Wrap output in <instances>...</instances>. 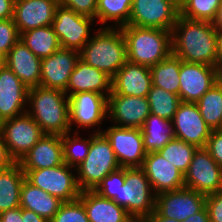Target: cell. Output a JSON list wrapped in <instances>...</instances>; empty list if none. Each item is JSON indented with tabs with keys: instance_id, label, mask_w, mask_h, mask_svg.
<instances>
[{
	"instance_id": "cell-6",
	"label": "cell",
	"mask_w": 222,
	"mask_h": 222,
	"mask_svg": "<svg viewBox=\"0 0 222 222\" xmlns=\"http://www.w3.org/2000/svg\"><path fill=\"white\" fill-rule=\"evenodd\" d=\"M126 182L113 199L137 220L145 221L154 211L156 195L140 167L125 168Z\"/></svg>"
},
{
	"instance_id": "cell-8",
	"label": "cell",
	"mask_w": 222,
	"mask_h": 222,
	"mask_svg": "<svg viewBox=\"0 0 222 222\" xmlns=\"http://www.w3.org/2000/svg\"><path fill=\"white\" fill-rule=\"evenodd\" d=\"M0 132L10 156L16 162L45 135L27 112L1 122Z\"/></svg>"
},
{
	"instance_id": "cell-56",
	"label": "cell",
	"mask_w": 222,
	"mask_h": 222,
	"mask_svg": "<svg viewBox=\"0 0 222 222\" xmlns=\"http://www.w3.org/2000/svg\"><path fill=\"white\" fill-rule=\"evenodd\" d=\"M132 222H144L142 220H137V219H134Z\"/></svg>"
},
{
	"instance_id": "cell-55",
	"label": "cell",
	"mask_w": 222,
	"mask_h": 222,
	"mask_svg": "<svg viewBox=\"0 0 222 222\" xmlns=\"http://www.w3.org/2000/svg\"><path fill=\"white\" fill-rule=\"evenodd\" d=\"M217 130L222 131V120H221L220 126H219V128Z\"/></svg>"
},
{
	"instance_id": "cell-45",
	"label": "cell",
	"mask_w": 222,
	"mask_h": 222,
	"mask_svg": "<svg viewBox=\"0 0 222 222\" xmlns=\"http://www.w3.org/2000/svg\"><path fill=\"white\" fill-rule=\"evenodd\" d=\"M0 222H24L22 219V208L7 210L0 214Z\"/></svg>"
},
{
	"instance_id": "cell-42",
	"label": "cell",
	"mask_w": 222,
	"mask_h": 222,
	"mask_svg": "<svg viewBox=\"0 0 222 222\" xmlns=\"http://www.w3.org/2000/svg\"><path fill=\"white\" fill-rule=\"evenodd\" d=\"M205 206L210 222H222V191L206 195Z\"/></svg>"
},
{
	"instance_id": "cell-7",
	"label": "cell",
	"mask_w": 222,
	"mask_h": 222,
	"mask_svg": "<svg viewBox=\"0 0 222 222\" xmlns=\"http://www.w3.org/2000/svg\"><path fill=\"white\" fill-rule=\"evenodd\" d=\"M74 169L75 172H73ZM23 172L29 183L62 202L78 199L81 194L77 175H75L76 168L70 167L66 163L51 168L23 170Z\"/></svg>"
},
{
	"instance_id": "cell-26",
	"label": "cell",
	"mask_w": 222,
	"mask_h": 222,
	"mask_svg": "<svg viewBox=\"0 0 222 222\" xmlns=\"http://www.w3.org/2000/svg\"><path fill=\"white\" fill-rule=\"evenodd\" d=\"M79 199L89 222H132L134 218L114 200L102 197L94 190L81 191Z\"/></svg>"
},
{
	"instance_id": "cell-14",
	"label": "cell",
	"mask_w": 222,
	"mask_h": 222,
	"mask_svg": "<svg viewBox=\"0 0 222 222\" xmlns=\"http://www.w3.org/2000/svg\"><path fill=\"white\" fill-rule=\"evenodd\" d=\"M206 205V195L188 188L156 195L155 210L165 218L183 222L201 211Z\"/></svg>"
},
{
	"instance_id": "cell-23",
	"label": "cell",
	"mask_w": 222,
	"mask_h": 222,
	"mask_svg": "<svg viewBox=\"0 0 222 222\" xmlns=\"http://www.w3.org/2000/svg\"><path fill=\"white\" fill-rule=\"evenodd\" d=\"M111 91L112 78L79 58L69 78L65 93L70 97L75 93L95 92L108 97Z\"/></svg>"
},
{
	"instance_id": "cell-29",
	"label": "cell",
	"mask_w": 222,
	"mask_h": 222,
	"mask_svg": "<svg viewBox=\"0 0 222 222\" xmlns=\"http://www.w3.org/2000/svg\"><path fill=\"white\" fill-rule=\"evenodd\" d=\"M141 131L146 153L158 152L175 138L171 121L151 113L143 123Z\"/></svg>"
},
{
	"instance_id": "cell-2",
	"label": "cell",
	"mask_w": 222,
	"mask_h": 222,
	"mask_svg": "<svg viewBox=\"0 0 222 222\" xmlns=\"http://www.w3.org/2000/svg\"><path fill=\"white\" fill-rule=\"evenodd\" d=\"M27 105V113L44 134L62 136L71 132L69 97L64 91L40 85L29 88Z\"/></svg>"
},
{
	"instance_id": "cell-33",
	"label": "cell",
	"mask_w": 222,
	"mask_h": 222,
	"mask_svg": "<svg viewBox=\"0 0 222 222\" xmlns=\"http://www.w3.org/2000/svg\"><path fill=\"white\" fill-rule=\"evenodd\" d=\"M200 114L211 130H217L222 120V83L217 81L196 102Z\"/></svg>"
},
{
	"instance_id": "cell-20",
	"label": "cell",
	"mask_w": 222,
	"mask_h": 222,
	"mask_svg": "<svg viewBox=\"0 0 222 222\" xmlns=\"http://www.w3.org/2000/svg\"><path fill=\"white\" fill-rule=\"evenodd\" d=\"M28 89L6 65L0 68V123L27 112Z\"/></svg>"
},
{
	"instance_id": "cell-36",
	"label": "cell",
	"mask_w": 222,
	"mask_h": 222,
	"mask_svg": "<svg viewBox=\"0 0 222 222\" xmlns=\"http://www.w3.org/2000/svg\"><path fill=\"white\" fill-rule=\"evenodd\" d=\"M221 0H186L180 6V16L190 20L217 23Z\"/></svg>"
},
{
	"instance_id": "cell-1",
	"label": "cell",
	"mask_w": 222,
	"mask_h": 222,
	"mask_svg": "<svg viewBox=\"0 0 222 222\" xmlns=\"http://www.w3.org/2000/svg\"><path fill=\"white\" fill-rule=\"evenodd\" d=\"M172 54L182 61L217 67V25L179 15L172 29Z\"/></svg>"
},
{
	"instance_id": "cell-27",
	"label": "cell",
	"mask_w": 222,
	"mask_h": 222,
	"mask_svg": "<svg viewBox=\"0 0 222 222\" xmlns=\"http://www.w3.org/2000/svg\"><path fill=\"white\" fill-rule=\"evenodd\" d=\"M61 204V200L48 194L44 190L33 186L24 179L20 194L21 208L32 210L40 217L46 218L50 221L58 211Z\"/></svg>"
},
{
	"instance_id": "cell-10",
	"label": "cell",
	"mask_w": 222,
	"mask_h": 222,
	"mask_svg": "<svg viewBox=\"0 0 222 222\" xmlns=\"http://www.w3.org/2000/svg\"><path fill=\"white\" fill-rule=\"evenodd\" d=\"M94 20L59 4L51 26L58 36L61 48L80 52L92 37L90 28Z\"/></svg>"
},
{
	"instance_id": "cell-15",
	"label": "cell",
	"mask_w": 222,
	"mask_h": 222,
	"mask_svg": "<svg viewBox=\"0 0 222 222\" xmlns=\"http://www.w3.org/2000/svg\"><path fill=\"white\" fill-rule=\"evenodd\" d=\"M179 98L181 102L196 103L217 81L218 67L181 60L179 72Z\"/></svg>"
},
{
	"instance_id": "cell-24",
	"label": "cell",
	"mask_w": 222,
	"mask_h": 222,
	"mask_svg": "<svg viewBox=\"0 0 222 222\" xmlns=\"http://www.w3.org/2000/svg\"><path fill=\"white\" fill-rule=\"evenodd\" d=\"M18 163L22 170L51 168L63 164L61 135L45 134Z\"/></svg>"
},
{
	"instance_id": "cell-39",
	"label": "cell",
	"mask_w": 222,
	"mask_h": 222,
	"mask_svg": "<svg viewBox=\"0 0 222 222\" xmlns=\"http://www.w3.org/2000/svg\"><path fill=\"white\" fill-rule=\"evenodd\" d=\"M125 182V168L121 167L106 176L94 191L102 197L113 200L118 195L120 186H123Z\"/></svg>"
},
{
	"instance_id": "cell-21",
	"label": "cell",
	"mask_w": 222,
	"mask_h": 222,
	"mask_svg": "<svg viewBox=\"0 0 222 222\" xmlns=\"http://www.w3.org/2000/svg\"><path fill=\"white\" fill-rule=\"evenodd\" d=\"M140 168L148 178L155 195L185 187L184 175L159 152L147 153Z\"/></svg>"
},
{
	"instance_id": "cell-32",
	"label": "cell",
	"mask_w": 222,
	"mask_h": 222,
	"mask_svg": "<svg viewBox=\"0 0 222 222\" xmlns=\"http://www.w3.org/2000/svg\"><path fill=\"white\" fill-rule=\"evenodd\" d=\"M132 4L133 0H97V23H102L103 27L115 28L128 25ZM107 21H113L115 24L110 26V24H106Z\"/></svg>"
},
{
	"instance_id": "cell-9",
	"label": "cell",
	"mask_w": 222,
	"mask_h": 222,
	"mask_svg": "<svg viewBox=\"0 0 222 222\" xmlns=\"http://www.w3.org/2000/svg\"><path fill=\"white\" fill-rule=\"evenodd\" d=\"M179 15L174 0H133L128 25L172 31Z\"/></svg>"
},
{
	"instance_id": "cell-51",
	"label": "cell",
	"mask_w": 222,
	"mask_h": 222,
	"mask_svg": "<svg viewBox=\"0 0 222 222\" xmlns=\"http://www.w3.org/2000/svg\"><path fill=\"white\" fill-rule=\"evenodd\" d=\"M5 55L0 51V68L5 65Z\"/></svg>"
},
{
	"instance_id": "cell-35",
	"label": "cell",
	"mask_w": 222,
	"mask_h": 222,
	"mask_svg": "<svg viewBox=\"0 0 222 222\" xmlns=\"http://www.w3.org/2000/svg\"><path fill=\"white\" fill-rule=\"evenodd\" d=\"M197 149L194 145L173 138L158 152L184 175L188 171L193 155Z\"/></svg>"
},
{
	"instance_id": "cell-13",
	"label": "cell",
	"mask_w": 222,
	"mask_h": 222,
	"mask_svg": "<svg viewBox=\"0 0 222 222\" xmlns=\"http://www.w3.org/2000/svg\"><path fill=\"white\" fill-rule=\"evenodd\" d=\"M108 97L95 92H80L69 97L70 126L76 124V131L79 128H94L108 118Z\"/></svg>"
},
{
	"instance_id": "cell-17",
	"label": "cell",
	"mask_w": 222,
	"mask_h": 222,
	"mask_svg": "<svg viewBox=\"0 0 222 222\" xmlns=\"http://www.w3.org/2000/svg\"><path fill=\"white\" fill-rule=\"evenodd\" d=\"M107 109L108 118L113 122V126L122 128L141 129L151 113L147 97L120 94H109Z\"/></svg>"
},
{
	"instance_id": "cell-16",
	"label": "cell",
	"mask_w": 222,
	"mask_h": 222,
	"mask_svg": "<svg viewBox=\"0 0 222 222\" xmlns=\"http://www.w3.org/2000/svg\"><path fill=\"white\" fill-rule=\"evenodd\" d=\"M175 138L205 148L211 128L203 120L196 103L181 102L171 120Z\"/></svg>"
},
{
	"instance_id": "cell-31",
	"label": "cell",
	"mask_w": 222,
	"mask_h": 222,
	"mask_svg": "<svg viewBox=\"0 0 222 222\" xmlns=\"http://www.w3.org/2000/svg\"><path fill=\"white\" fill-rule=\"evenodd\" d=\"M180 65L181 59L171 54L168 58L151 66L152 85L179 95Z\"/></svg>"
},
{
	"instance_id": "cell-30",
	"label": "cell",
	"mask_w": 222,
	"mask_h": 222,
	"mask_svg": "<svg viewBox=\"0 0 222 222\" xmlns=\"http://www.w3.org/2000/svg\"><path fill=\"white\" fill-rule=\"evenodd\" d=\"M20 40L40 59L49 57L61 48L52 26H44L23 32Z\"/></svg>"
},
{
	"instance_id": "cell-54",
	"label": "cell",
	"mask_w": 222,
	"mask_h": 222,
	"mask_svg": "<svg viewBox=\"0 0 222 222\" xmlns=\"http://www.w3.org/2000/svg\"><path fill=\"white\" fill-rule=\"evenodd\" d=\"M219 81L222 83V69L219 70Z\"/></svg>"
},
{
	"instance_id": "cell-34",
	"label": "cell",
	"mask_w": 222,
	"mask_h": 222,
	"mask_svg": "<svg viewBox=\"0 0 222 222\" xmlns=\"http://www.w3.org/2000/svg\"><path fill=\"white\" fill-rule=\"evenodd\" d=\"M147 99L151 114L170 121L173 119V116L181 103V99L177 94L153 85L148 92Z\"/></svg>"
},
{
	"instance_id": "cell-37",
	"label": "cell",
	"mask_w": 222,
	"mask_h": 222,
	"mask_svg": "<svg viewBox=\"0 0 222 222\" xmlns=\"http://www.w3.org/2000/svg\"><path fill=\"white\" fill-rule=\"evenodd\" d=\"M66 133L61 136L63 145V161L68 166L77 168L86 158L91 145V137L83 139L78 136L80 132ZM71 134V135H70ZM73 135V136H72Z\"/></svg>"
},
{
	"instance_id": "cell-52",
	"label": "cell",
	"mask_w": 222,
	"mask_h": 222,
	"mask_svg": "<svg viewBox=\"0 0 222 222\" xmlns=\"http://www.w3.org/2000/svg\"><path fill=\"white\" fill-rule=\"evenodd\" d=\"M216 25H217V29H222V14H219Z\"/></svg>"
},
{
	"instance_id": "cell-19",
	"label": "cell",
	"mask_w": 222,
	"mask_h": 222,
	"mask_svg": "<svg viewBox=\"0 0 222 222\" xmlns=\"http://www.w3.org/2000/svg\"><path fill=\"white\" fill-rule=\"evenodd\" d=\"M59 0H15L13 21L19 34L51 26Z\"/></svg>"
},
{
	"instance_id": "cell-28",
	"label": "cell",
	"mask_w": 222,
	"mask_h": 222,
	"mask_svg": "<svg viewBox=\"0 0 222 222\" xmlns=\"http://www.w3.org/2000/svg\"><path fill=\"white\" fill-rule=\"evenodd\" d=\"M25 173L16 162L10 168L0 170V214L20 206V194Z\"/></svg>"
},
{
	"instance_id": "cell-44",
	"label": "cell",
	"mask_w": 222,
	"mask_h": 222,
	"mask_svg": "<svg viewBox=\"0 0 222 222\" xmlns=\"http://www.w3.org/2000/svg\"><path fill=\"white\" fill-rule=\"evenodd\" d=\"M16 161L10 156L0 132V170L10 168Z\"/></svg>"
},
{
	"instance_id": "cell-47",
	"label": "cell",
	"mask_w": 222,
	"mask_h": 222,
	"mask_svg": "<svg viewBox=\"0 0 222 222\" xmlns=\"http://www.w3.org/2000/svg\"><path fill=\"white\" fill-rule=\"evenodd\" d=\"M22 219L24 222H50L48 219L40 217L34 211L22 208Z\"/></svg>"
},
{
	"instance_id": "cell-5",
	"label": "cell",
	"mask_w": 222,
	"mask_h": 222,
	"mask_svg": "<svg viewBox=\"0 0 222 222\" xmlns=\"http://www.w3.org/2000/svg\"><path fill=\"white\" fill-rule=\"evenodd\" d=\"M96 130L90 134L88 155L76 168L81 191L95 190L106 176L121 168L108 138L101 129Z\"/></svg>"
},
{
	"instance_id": "cell-57",
	"label": "cell",
	"mask_w": 222,
	"mask_h": 222,
	"mask_svg": "<svg viewBox=\"0 0 222 222\" xmlns=\"http://www.w3.org/2000/svg\"><path fill=\"white\" fill-rule=\"evenodd\" d=\"M219 14H222V0H221V7H220V12Z\"/></svg>"
},
{
	"instance_id": "cell-12",
	"label": "cell",
	"mask_w": 222,
	"mask_h": 222,
	"mask_svg": "<svg viewBox=\"0 0 222 222\" xmlns=\"http://www.w3.org/2000/svg\"><path fill=\"white\" fill-rule=\"evenodd\" d=\"M122 168L141 167L146 156L141 129L110 126L102 131Z\"/></svg>"
},
{
	"instance_id": "cell-4",
	"label": "cell",
	"mask_w": 222,
	"mask_h": 222,
	"mask_svg": "<svg viewBox=\"0 0 222 222\" xmlns=\"http://www.w3.org/2000/svg\"><path fill=\"white\" fill-rule=\"evenodd\" d=\"M126 41L127 60L148 67L172 54V32L148 27H120Z\"/></svg>"
},
{
	"instance_id": "cell-50",
	"label": "cell",
	"mask_w": 222,
	"mask_h": 222,
	"mask_svg": "<svg viewBox=\"0 0 222 222\" xmlns=\"http://www.w3.org/2000/svg\"><path fill=\"white\" fill-rule=\"evenodd\" d=\"M144 222H179L172 218L162 217L156 210Z\"/></svg>"
},
{
	"instance_id": "cell-53",
	"label": "cell",
	"mask_w": 222,
	"mask_h": 222,
	"mask_svg": "<svg viewBox=\"0 0 222 222\" xmlns=\"http://www.w3.org/2000/svg\"><path fill=\"white\" fill-rule=\"evenodd\" d=\"M186 0H174V2L180 7Z\"/></svg>"
},
{
	"instance_id": "cell-18",
	"label": "cell",
	"mask_w": 222,
	"mask_h": 222,
	"mask_svg": "<svg viewBox=\"0 0 222 222\" xmlns=\"http://www.w3.org/2000/svg\"><path fill=\"white\" fill-rule=\"evenodd\" d=\"M79 58L80 52L60 48L49 57L41 59L40 86L65 92Z\"/></svg>"
},
{
	"instance_id": "cell-48",
	"label": "cell",
	"mask_w": 222,
	"mask_h": 222,
	"mask_svg": "<svg viewBox=\"0 0 222 222\" xmlns=\"http://www.w3.org/2000/svg\"><path fill=\"white\" fill-rule=\"evenodd\" d=\"M183 222H210L206 206L201 211L191 215Z\"/></svg>"
},
{
	"instance_id": "cell-11",
	"label": "cell",
	"mask_w": 222,
	"mask_h": 222,
	"mask_svg": "<svg viewBox=\"0 0 222 222\" xmlns=\"http://www.w3.org/2000/svg\"><path fill=\"white\" fill-rule=\"evenodd\" d=\"M185 188L204 195L222 191V168L205 148L194 153L188 171L184 174Z\"/></svg>"
},
{
	"instance_id": "cell-25",
	"label": "cell",
	"mask_w": 222,
	"mask_h": 222,
	"mask_svg": "<svg viewBox=\"0 0 222 222\" xmlns=\"http://www.w3.org/2000/svg\"><path fill=\"white\" fill-rule=\"evenodd\" d=\"M5 65L28 87L40 85L41 59L19 40L7 53Z\"/></svg>"
},
{
	"instance_id": "cell-38",
	"label": "cell",
	"mask_w": 222,
	"mask_h": 222,
	"mask_svg": "<svg viewBox=\"0 0 222 222\" xmlns=\"http://www.w3.org/2000/svg\"><path fill=\"white\" fill-rule=\"evenodd\" d=\"M50 222H89L87 212L81 200L62 202Z\"/></svg>"
},
{
	"instance_id": "cell-3",
	"label": "cell",
	"mask_w": 222,
	"mask_h": 222,
	"mask_svg": "<svg viewBox=\"0 0 222 222\" xmlns=\"http://www.w3.org/2000/svg\"><path fill=\"white\" fill-rule=\"evenodd\" d=\"M80 58L113 78L127 61L121 28L99 27L80 51Z\"/></svg>"
},
{
	"instance_id": "cell-49",
	"label": "cell",
	"mask_w": 222,
	"mask_h": 222,
	"mask_svg": "<svg viewBox=\"0 0 222 222\" xmlns=\"http://www.w3.org/2000/svg\"><path fill=\"white\" fill-rule=\"evenodd\" d=\"M217 67L222 69V29H217Z\"/></svg>"
},
{
	"instance_id": "cell-43",
	"label": "cell",
	"mask_w": 222,
	"mask_h": 222,
	"mask_svg": "<svg viewBox=\"0 0 222 222\" xmlns=\"http://www.w3.org/2000/svg\"><path fill=\"white\" fill-rule=\"evenodd\" d=\"M205 149L222 168V131L212 130L211 135L207 140Z\"/></svg>"
},
{
	"instance_id": "cell-22",
	"label": "cell",
	"mask_w": 222,
	"mask_h": 222,
	"mask_svg": "<svg viewBox=\"0 0 222 222\" xmlns=\"http://www.w3.org/2000/svg\"><path fill=\"white\" fill-rule=\"evenodd\" d=\"M151 86L152 74L150 67L127 60L112 78L110 94L147 97Z\"/></svg>"
},
{
	"instance_id": "cell-41",
	"label": "cell",
	"mask_w": 222,
	"mask_h": 222,
	"mask_svg": "<svg viewBox=\"0 0 222 222\" xmlns=\"http://www.w3.org/2000/svg\"><path fill=\"white\" fill-rule=\"evenodd\" d=\"M59 4L80 15L96 19L97 0H59Z\"/></svg>"
},
{
	"instance_id": "cell-46",
	"label": "cell",
	"mask_w": 222,
	"mask_h": 222,
	"mask_svg": "<svg viewBox=\"0 0 222 222\" xmlns=\"http://www.w3.org/2000/svg\"><path fill=\"white\" fill-rule=\"evenodd\" d=\"M15 0H0V20L13 18Z\"/></svg>"
},
{
	"instance_id": "cell-40",
	"label": "cell",
	"mask_w": 222,
	"mask_h": 222,
	"mask_svg": "<svg viewBox=\"0 0 222 222\" xmlns=\"http://www.w3.org/2000/svg\"><path fill=\"white\" fill-rule=\"evenodd\" d=\"M20 40V34L13 18L0 20V51L6 56Z\"/></svg>"
}]
</instances>
